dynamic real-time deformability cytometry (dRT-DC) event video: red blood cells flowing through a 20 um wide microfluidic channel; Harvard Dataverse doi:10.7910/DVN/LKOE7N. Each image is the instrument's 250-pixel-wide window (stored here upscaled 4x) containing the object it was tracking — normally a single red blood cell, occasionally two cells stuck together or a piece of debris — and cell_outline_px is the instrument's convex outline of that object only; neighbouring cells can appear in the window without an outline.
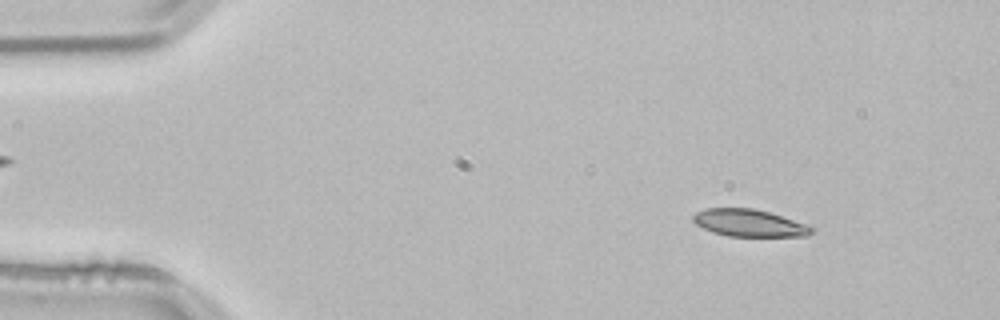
{"species": "common noctule bat (a hibernating species)", "species_latin": "Nyctalus noctula", "temperature_condition": "room temperature", "stored_images_in_passage": 52, "camera_frame_rate_fps": 3000, "um_per_image_px": 0.085, "animal": {"sex": "male", "body_mass_g": 21.5, "forearm_length_mm": 52.0}, "frame": {"image": 1, "passage_image": 6, "time_ms": 1.667, "image_size_px": [1000, 320], "cell_outline_px": [[816, 228], [808, 236], [728, 236], [712, 232], [696, 224], [692, 220], [692, 216], [696, 212], [704, 208], [752, 208], [768, 212], [808, 224]], "centroid_in_image_um": [63.69, 18.95], "position_along_channel_um": 21.3, "area_um2": 18.84}}
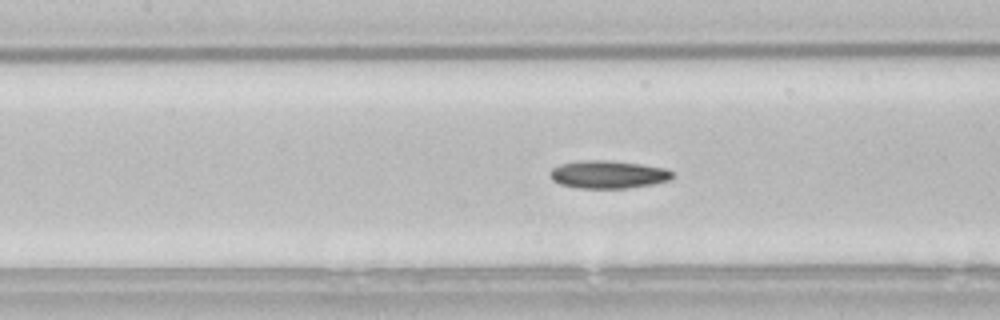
{"frame": {"image": 2, "passage_image": 23, "time_ms": 7.333, "image_size_px": [1000, 320], "cell_outline_px": [[672, 176], [668, 180], [652, 184], [624, 188], [576, 188], [560, 184], [552, 180], [548, 176], [548, 172], [552, 168], [560, 164], [584, 160], [612, 160], [640, 164], [664, 168], [672, 172]], "centroid_in_image_um": [51.61, 14.82], "position_along_channel_um": 155.8, "area_um2": 19.83}}
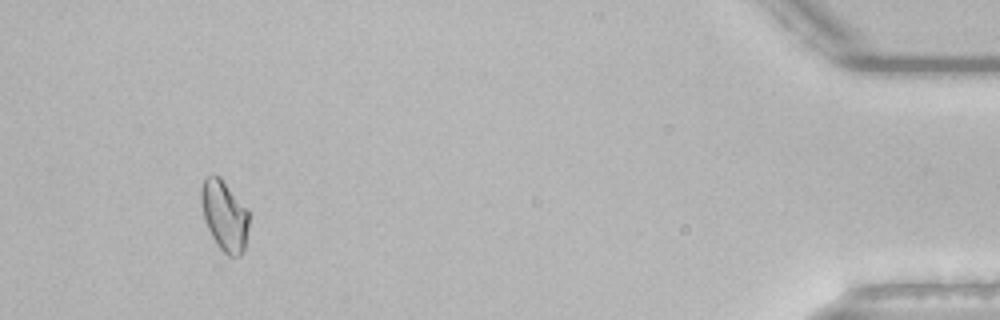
{"frame": {"image": 3, "passage_image": 49, "time_ms": 16.0, "image_size_px": [1000, 320], "cell_outline_px": [[248, 228], [244, 252], [240, 256], [216, 268], [204, 220], [200, 200], [200, 188], [204, 176], [220, 176], [248, 208]], "centroid_in_image_um": [19.01, 18.67], "position_along_channel_um": 416.2, "area_um2": 22.48}}